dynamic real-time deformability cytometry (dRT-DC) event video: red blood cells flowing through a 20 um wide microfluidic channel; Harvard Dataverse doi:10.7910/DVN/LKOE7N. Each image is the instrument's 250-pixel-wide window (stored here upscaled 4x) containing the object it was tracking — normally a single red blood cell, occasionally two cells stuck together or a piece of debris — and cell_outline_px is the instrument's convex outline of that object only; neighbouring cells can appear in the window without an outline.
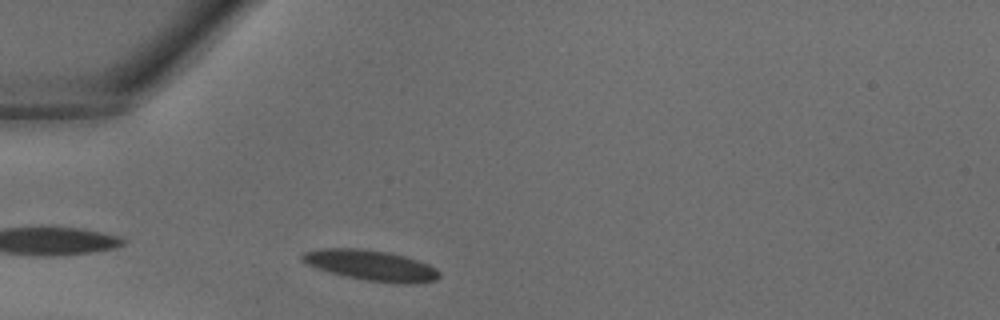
{"species": "common noctule bat (a hibernating species)", "species_latin": "Nyctalus noctula", "temperature_condition": "warm", "stored_images_in_passage": 28, "camera_frame_rate_fps": 3000, "um_per_image_px": 0.085, "animal": {"sex": "male", "body_mass_g": 18.8}, "frame": {"image": 1, "passage_image": 2, "time_ms": 0.333, "image_size_px": [1000, 320], "cell_outline_px": [[440, 276], [436, 280], [412, 284], [408, 284], [364, 280], [344, 276], [328, 272], [308, 264], [300, 260], [300, 256], [304, 252], [324, 248], [360, 248], [388, 252], [404, 256], [428, 264], [436, 268], [440, 272]], "centroid_in_image_um": [31.53, 22.56], "position_along_channel_um": 53.5, "area_um2": 24.33}}
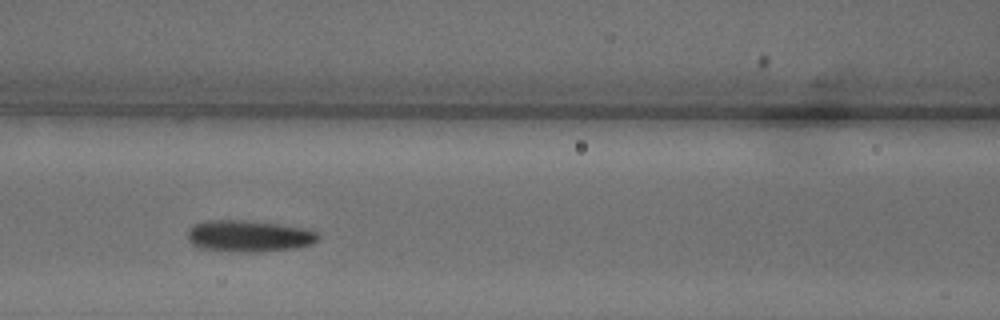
{"frame": {"image": 2, "passage_image": 8, "time_ms": 2.333, "image_size_px": [1000, 320], "cell_outline_px": [[320, 236], [312, 244], [296, 248], [256, 252], [228, 252], [200, 248], [192, 244], [188, 240], [188, 232], [196, 224], [208, 220], [244, 220], [276, 224], [304, 228], [316, 232]], "centroid_in_image_um": [21.14, 20.08], "position_along_channel_um": 145.5, "area_um2": 23.93}}
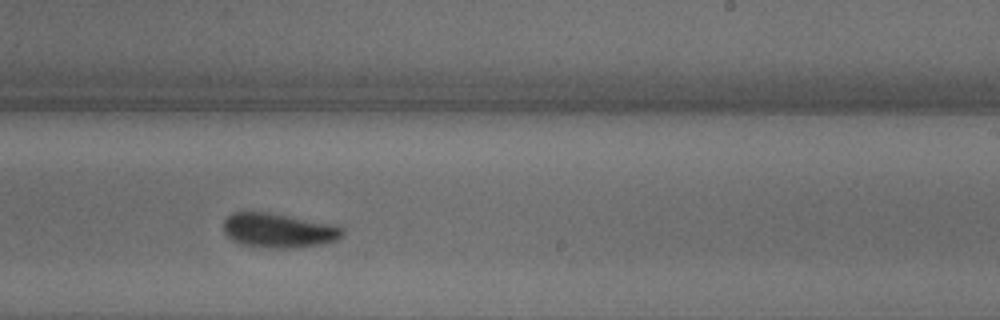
{"frame": {"image": 3, "passage_image": 15, "time_ms": 4.667, "image_size_px": [1000, 320], "cell_outline_px": [[344, 232], [336, 240], [320, 244], [284, 248], [268, 248], [240, 244], [232, 240], [224, 232], [224, 220], [232, 212], [268, 212], [336, 224], [344, 228]], "centroid_in_image_um": [23.67, 19.57], "position_along_channel_um": 265.3, "area_um2": 23.87}}